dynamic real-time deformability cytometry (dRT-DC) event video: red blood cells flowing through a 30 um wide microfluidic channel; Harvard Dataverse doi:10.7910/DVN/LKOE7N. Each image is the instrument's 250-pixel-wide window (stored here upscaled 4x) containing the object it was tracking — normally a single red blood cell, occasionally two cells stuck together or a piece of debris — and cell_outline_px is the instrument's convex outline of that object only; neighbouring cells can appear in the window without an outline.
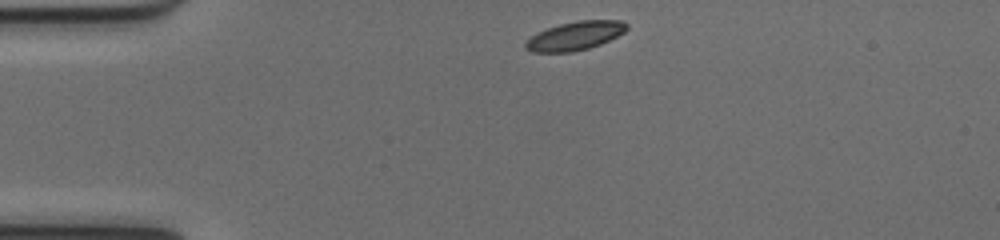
{"species": "common noctule bat (a hibernating species)", "species_latin": "Nyctalus noctula", "temperature_condition": "cold", "stored_images_in_passage": 41, "camera_frame_rate_fps": 3000, "um_per_image_px": 0.085, "animal": {"sex": "female", "body_mass_g": 17.0, "forearm_length_mm": 48.0}, "frame": {"image": 1, "passage_image": 1, "time_ms": 0.0, "image_size_px": [1000, 240], "cell_outline_px": [[628, 28], [624, 32], [600, 44], [588, 48], [572, 52], [532, 52], [524, 48], [524, 44], [532, 36], [548, 28], [560, 24], [580, 20], [620, 20], [628, 24]], "centroid_in_image_um": [48.89, 3.05], "position_along_channel_um": 36.1, "area_um2": 16.65}}
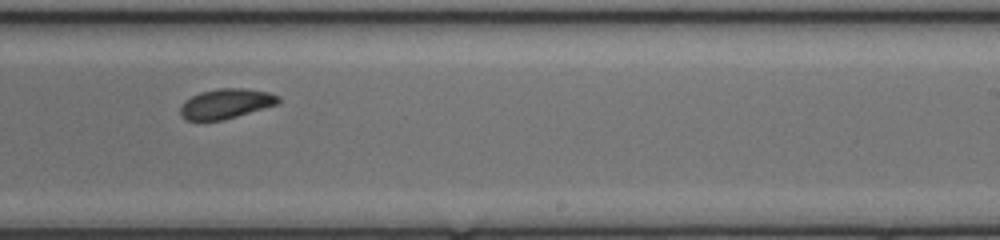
{"frame": {"image": 2, "passage_image": 22, "time_ms": 7.0, "image_size_px": [1000, 240], "cell_outline_px": [[280, 100], [276, 104], [224, 120], [184, 120], [180, 116], [180, 108], [184, 100], [200, 92], [216, 88], [244, 88], [268, 92], [280, 96]], "centroid_in_image_um": [19.16, 8.81], "position_along_channel_um": 269.8, "area_um2": 17.05}}
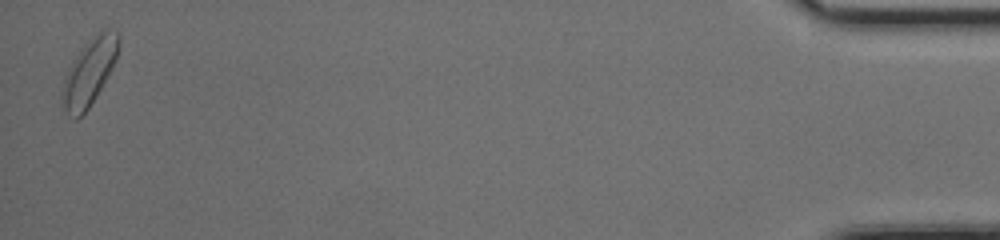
{"frame": {"image": 3, "passage_image": 41, "time_ms": 13.333, "image_size_px": [1000, 240], "cell_outline_px": [[120, 44], [116, 60], [108, 76], [88, 108], [76, 120], [72, 120], [68, 116], [64, 108], [64, 80], [80, 52], [88, 40], [92, 36], [104, 28], [116, 32], [120, 36]], "centroid_in_image_um": [7.66, 6.11], "position_along_channel_um": 427.5, "area_um2": 20.98}, "authors_computed_cell_mechanics": {"area_um2": 17.4556, "velocity_mm_per_s": 3.9595, "shape_relaxation_time_tau1_ms": 2.4675, "shape_relaxation_time_tau2_ms": null, "deformation_change_tau1": 0.0717, "deformation_change_tau2": null}}